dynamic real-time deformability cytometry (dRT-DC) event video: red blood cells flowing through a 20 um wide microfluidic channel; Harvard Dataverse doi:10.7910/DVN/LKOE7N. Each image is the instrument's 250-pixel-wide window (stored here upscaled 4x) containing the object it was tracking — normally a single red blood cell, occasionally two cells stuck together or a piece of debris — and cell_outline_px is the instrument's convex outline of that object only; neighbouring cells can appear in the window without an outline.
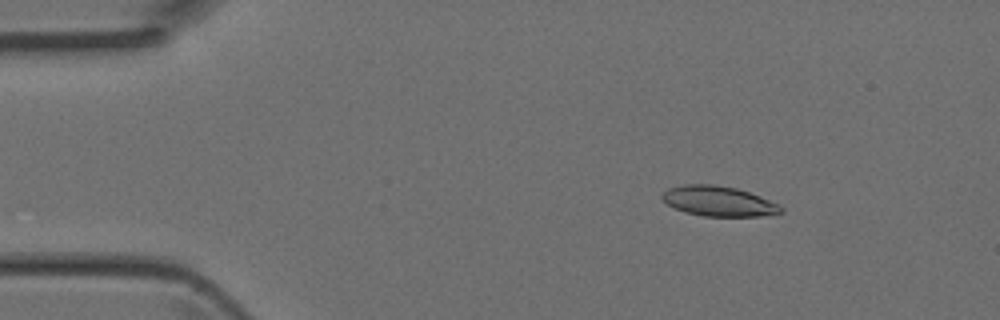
{"species": "Egyptian fruit bat (a non-hibernating species)", "species_latin": "Rousettus aegyptiacus", "temperature_condition": "room temperature", "stored_images_in_passage": 4, "camera_frame_rate_fps": 3000, "um_per_image_px": 0.085, "animal": {"sex": "female"}, "frame": {"image": 1, "passage_image": 2, "time_ms": 0.333, "image_size_px": [1000, 320], "cell_outline_px": [[784, 212], [760, 216], [704, 216], [684, 212], [668, 204], [660, 196], [668, 188], [684, 184], [716, 184], [736, 188], [760, 196], [780, 204], [784, 208]], "centroid_in_image_um": [61.1, 17.09], "position_along_channel_um": 23.9, "area_um2": 20.87}}
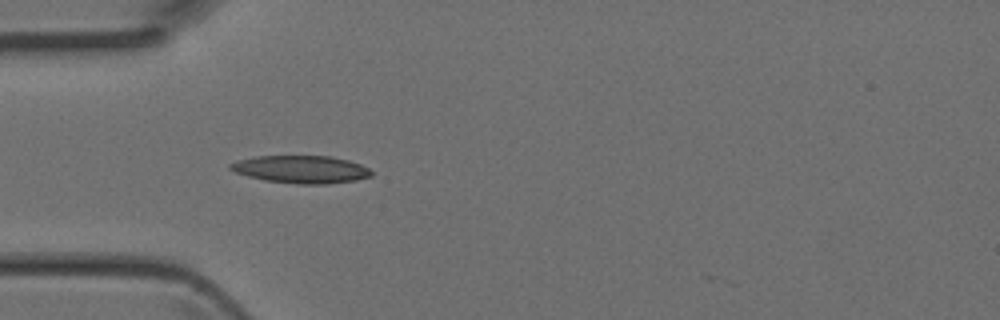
{"frame": {"image": 2, "passage_image": 4, "time_ms": 1.0, "image_size_px": [1000, 320], "cell_outline_px": [[372, 176], [356, 180], [324, 184], [296, 184], [264, 180], [248, 176], [236, 172], [228, 168], [228, 164], [236, 160], [256, 156], [328, 156], [348, 160], [360, 164], [368, 168], [372, 172]], "centroid_in_image_um": [25.56, 14.39], "position_along_channel_um": 59.4, "area_um2": 22.72}}